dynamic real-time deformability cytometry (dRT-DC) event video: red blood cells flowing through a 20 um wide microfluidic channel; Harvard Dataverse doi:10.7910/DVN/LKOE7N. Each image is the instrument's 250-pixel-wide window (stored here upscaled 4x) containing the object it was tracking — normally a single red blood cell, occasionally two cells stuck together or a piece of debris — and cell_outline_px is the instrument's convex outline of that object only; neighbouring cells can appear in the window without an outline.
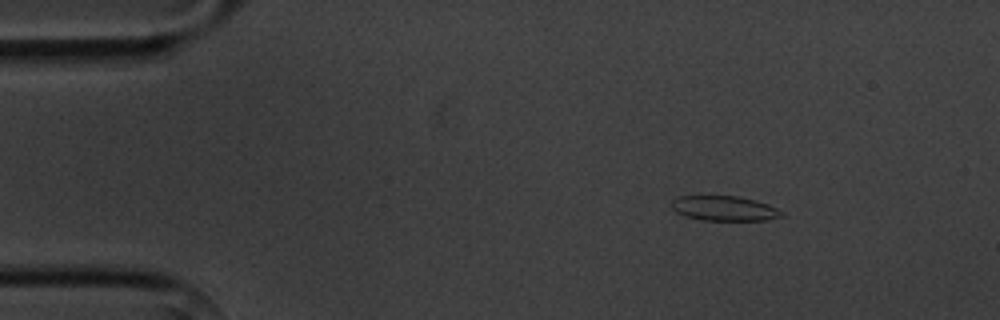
{"species": "common noctule bat (a hibernating species)", "species_latin": "Nyctalus noctula", "temperature_condition": "cold", "stored_images_in_passage": 5, "camera_frame_rate_fps": 3000, "um_per_image_px": 0.085, "animal": {"sex": "male", "body_mass_g": 20.1, "forearm_length_mm": 53.5}, "frame": {"image": 1, "passage_image": 2, "time_ms": 1.0, "image_size_px": [1000, 320], "cell_outline_px": [[784, 216], [764, 220], [704, 220], [684, 216], [676, 212], [672, 208], [672, 200], [676, 196], [740, 196], [756, 200], [768, 204], [784, 212]], "centroid_in_image_um": [61.57, 17.7], "position_along_channel_um": 23.4, "area_um2": 16.01}}
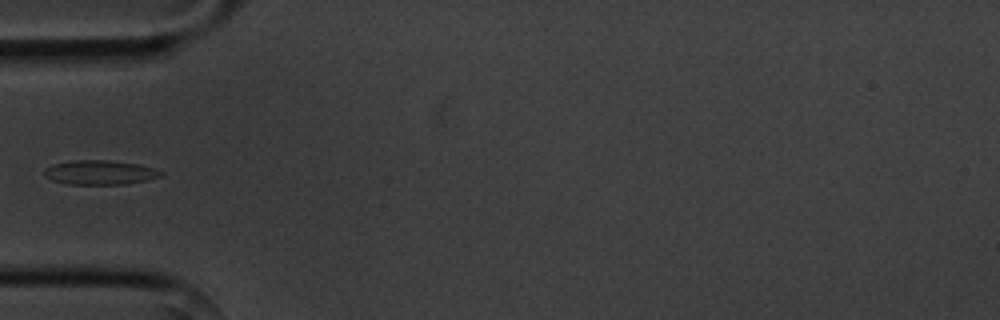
{"frame": {"image": 2, "passage_image": 4, "time_ms": 4.333, "image_size_px": [1000, 320], "cell_outline_px": [[164, 172], [160, 176], [148, 180], [124, 184], [68, 184], [52, 180], [44, 176], [44, 168], [52, 164], [76, 160], [108, 160], [140, 164]], "centroid_in_image_um": [8.47, 14.65], "position_along_channel_um": 76.5, "area_um2": 16.53}}
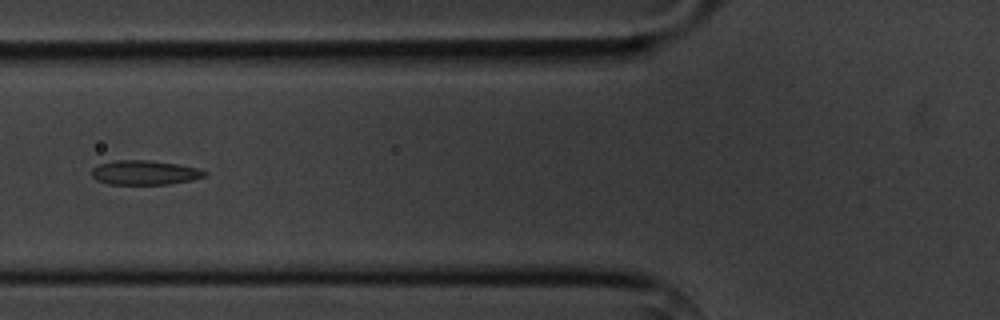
{"frame": {"image": 3, "passage_image": 5, "time_ms": 5.333, "image_size_px": [1000, 320], "cell_outline_px": [[208, 172], [204, 176], [192, 180], [172, 184], [108, 184], [96, 180], [92, 176], [92, 168], [100, 164], [116, 160], [148, 160], [176, 164], [196, 168]], "centroid_in_image_um": [12.28, 14.68], "position_along_channel_um": 113.5, "area_um2": 15.95}}